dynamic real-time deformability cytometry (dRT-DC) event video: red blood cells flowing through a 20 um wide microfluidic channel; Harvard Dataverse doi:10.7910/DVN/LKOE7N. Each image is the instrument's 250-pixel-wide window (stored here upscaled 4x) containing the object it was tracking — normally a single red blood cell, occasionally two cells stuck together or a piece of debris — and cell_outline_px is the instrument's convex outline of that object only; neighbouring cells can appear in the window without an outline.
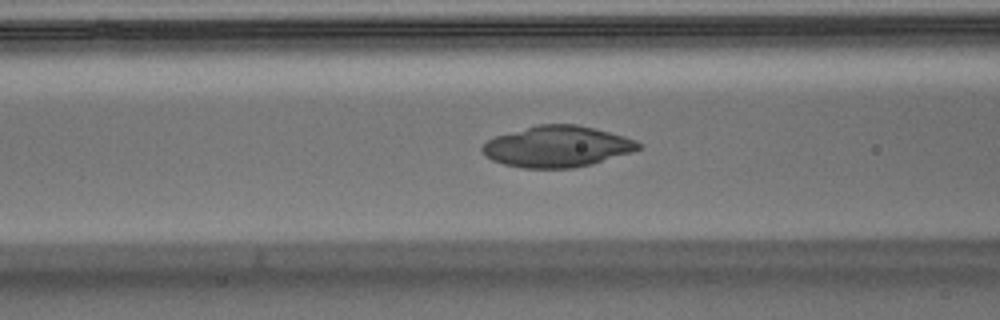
{"species": "Egyptian fruit bat (a non-hibernating species)", "species_latin": "Rousettus aegyptiacus", "temperature_condition": "warm", "stored_images_in_passage": 39, "camera_frame_rate_fps": 3000, "um_per_image_px": 0.085, "animal": {"sex": "male"}, "frame": {"image": 1, "passage_image": 12, "time_ms": 3.667, "image_size_px": [1000, 320], "cell_outline_px": [[640, 148], [632, 152], [592, 164], [572, 168], [524, 168], [504, 164], [492, 160], [480, 148], [488, 140], [496, 136], [536, 124], [576, 124], [624, 136], [636, 140], [640, 144]], "centroid_in_image_um": [47.36, 12.45], "position_along_channel_um": 119.2, "area_um2": 37.11}}
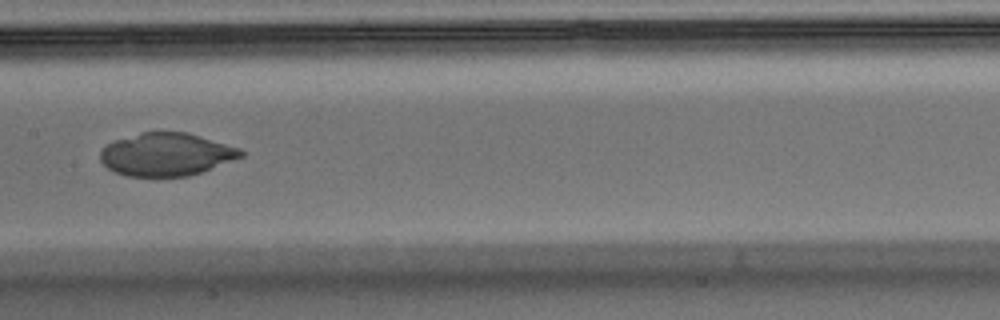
{"frame": {"image": 2, "passage_image": 18, "time_ms": 5.667, "image_size_px": [1000, 320], "cell_outline_px": [[244, 156], [200, 172], [188, 176], [128, 176], [116, 172], [108, 168], [100, 160], [100, 152], [108, 144], [116, 140], [140, 132], [188, 132], [240, 148], [244, 152]], "centroid_in_image_um": [14.15, 13.12], "position_along_channel_um": 193.3, "area_um2": 34.85}}
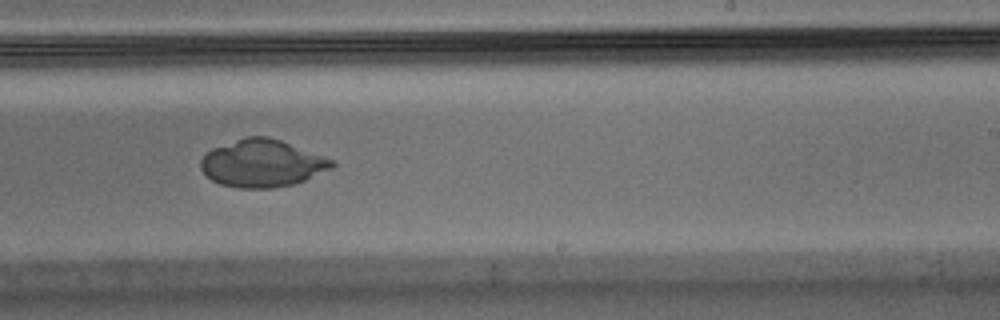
{"frame": {"image": 3, "passage_image": 24, "time_ms": 7.667, "image_size_px": [1000, 320], "cell_outline_px": [[336, 164], [332, 168], [304, 180], [292, 184], [272, 188], [236, 188], [220, 184], [212, 180], [200, 168], [200, 160], [212, 148], [244, 136], [268, 136], [280, 140], [332, 160]], "centroid_in_image_um": [22.24, 13.88], "position_along_channel_um": 266.8, "area_um2": 35.89}}